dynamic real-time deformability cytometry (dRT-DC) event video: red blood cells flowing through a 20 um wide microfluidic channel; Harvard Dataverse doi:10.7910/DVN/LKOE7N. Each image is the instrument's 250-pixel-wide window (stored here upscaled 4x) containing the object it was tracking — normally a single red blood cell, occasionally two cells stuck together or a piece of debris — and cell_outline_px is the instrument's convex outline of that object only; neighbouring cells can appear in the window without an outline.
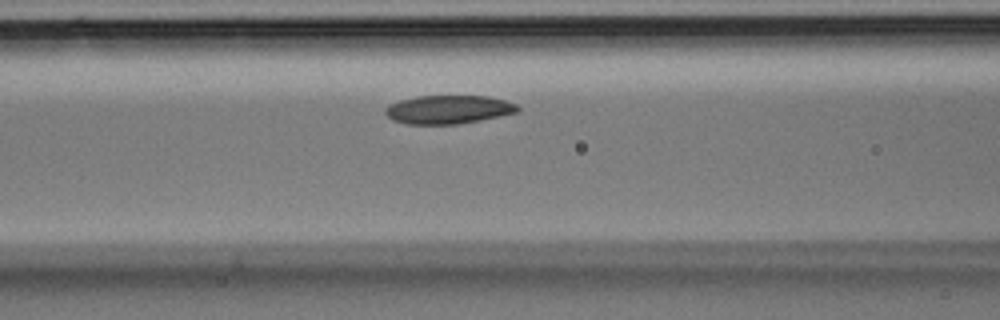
{"species": "Egyptian fruit bat (a non-hibernating species)", "species_latin": "Rousettus aegyptiacus", "temperature_condition": "room temperature", "stored_images_in_passage": 25, "camera_frame_rate_fps": 3000, "um_per_image_px": 0.085, "animal": {"sex": "male"}, "frame": {"image": 1, "passage_image": 6, "time_ms": 1.667, "image_size_px": [1000, 320], "cell_outline_px": [[520, 112], [480, 120], [456, 124], [408, 124], [392, 120], [384, 112], [384, 108], [388, 104], [400, 100], [416, 96], [488, 96], [504, 100], [516, 104], [520, 108]], "centroid_in_image_um": [38.1, 9.3], "position_along_channel_um": 128.5, "area_um2": 22.08}}
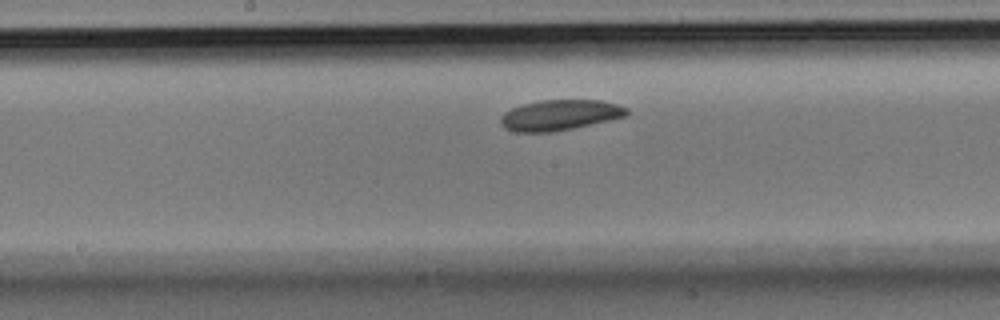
{"frame": {"image": 2, "passage_image": 10, "time_ms": 3.0, "image_size_px": [1000, 320], "cell_outline_px": [[628, 116], [572, 128], [552, 132], [516, 132], [504, 128], [500, 124], [500, 120], [504, 112], [512, 108], [524, 104], [540, 100], [600, 100], [616, 104], [628, 108]], "centroid_in_image_um": [47.58, 9.78], "position_along_channel_um": 200.6, "area_um2": 22.37}}
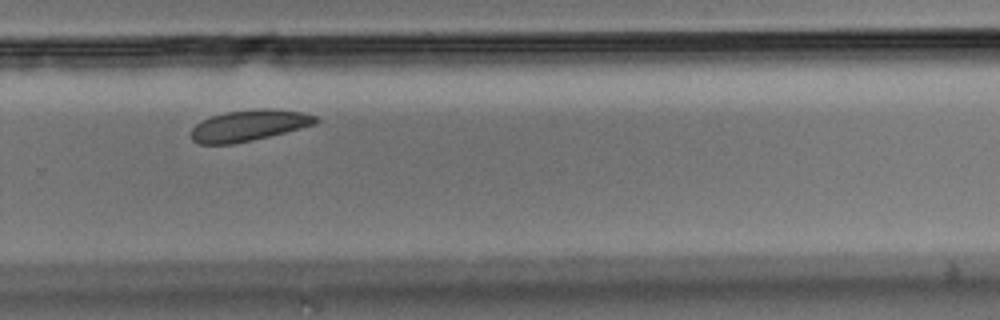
{"frame": {"image": 3, "passage_image": 16, "time_ms": 5.0, "image_size_px": [1000, 320], "cell_outline_px": [[320, 120], [316, 124], [252, 140], [232, 144], [200, 144], [192, 140], [192, 128], [200, 120], [224, 112], [260, 108], [264, 108], [304, 112], [316, 116]], "centroid_in_image_um": [21.15, 10.65], "position_along_channel_um": 308.6, "area_um2": 22.48}}